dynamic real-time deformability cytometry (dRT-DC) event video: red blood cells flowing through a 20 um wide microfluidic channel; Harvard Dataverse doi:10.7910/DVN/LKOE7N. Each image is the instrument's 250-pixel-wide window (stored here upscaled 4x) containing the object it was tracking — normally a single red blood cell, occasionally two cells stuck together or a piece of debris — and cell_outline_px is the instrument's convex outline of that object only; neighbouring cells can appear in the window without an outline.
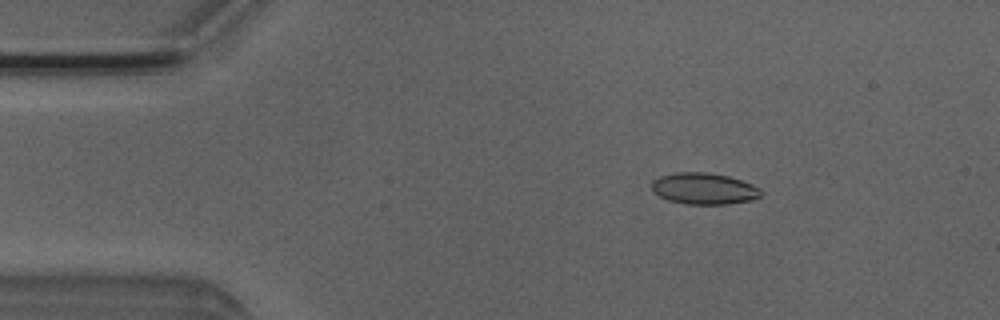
{"species": "Egyptian fruit bat (a non-hibernating species)", "species_latin": "Rousettus aegyptiacus", "temperature_condition": "room temperature", "stored_images_in_passage": 51, "camera_frame_rate_fps": 3000, "um_per_image_px": 0.085, "animal": {"sex": "male"}, "frame": {"image": 1, "passage_image": 8, "time_ms": 2.333, "image_size_px": [1000, 320], "cell_outline_px": [[764, 192], [760, 196], [752, 200], [728, 204], [688, 204], [668, 200], [652, 192], [652, 180], [660, 176], [676, 172], [708, 172], [728, 176], [752, 184], [760, 188]], "centroid_in_image_um": [59.84, 16.03], "position_along_channel_um": 25.2, "area_um2": 20.11}}
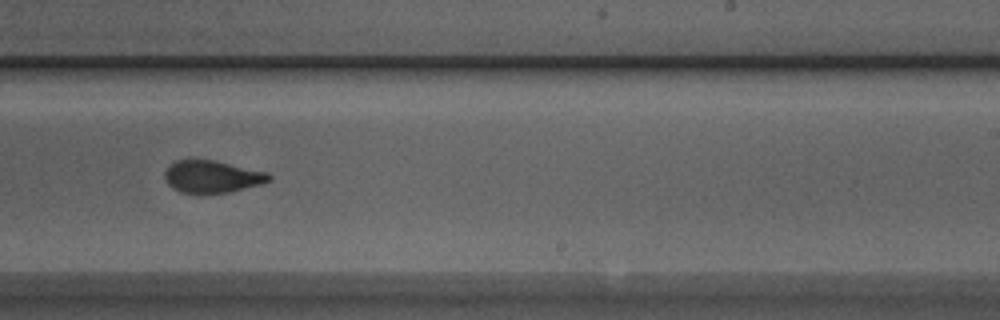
{"frame": {"image": 2, "passage_image": 31, "time_ms": 10.0, "image_size_px": [1000, 320], "cell_outline_px": [[272, 180], [260, 184], [228, 192], [200, 196], [180, 192], [172, 188], [164, 180], [164, 172], [176, 160], [216, 160], [268, 172], [272, 176]], "centroid_in_image_um": [18.02, 15.04], "position_along_channel_um": 271.0, "area_um2": 20.11}}
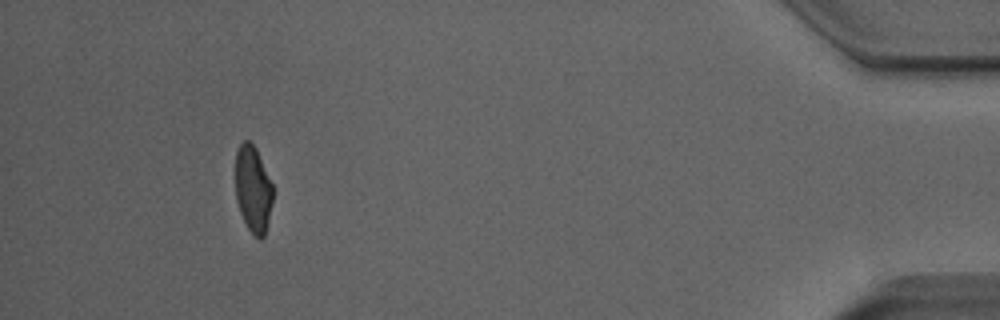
{"frame": {"image": 3, "passage_image": 47, "time_ms": 15.333, "image_size_px": [1000, 320], "cell_outline_px": [[272, 204], [264, 236], [260, 240], [248, 228], [240, 212], [236, 200], [236, 152], [240, 144], [244, 140], [248, 140], [256, 148], [272, 184]], "centroid_in_image_um": [21.5, 16.06], "position_along_channel_um": 413.7, "area_um2": 18.61}, "authors_computed_cell_mechanics": {"area_um2": 20.1144, "velocity_mm_per_s": 4.0079, "shape_relaxation_time_tau1_ms": 5.7856, "shape_relaxation_time_tau2_ms": 1.1309, "deformation_change_tau1": 0.1644, "deformation_change_tau2": 0.0555}}